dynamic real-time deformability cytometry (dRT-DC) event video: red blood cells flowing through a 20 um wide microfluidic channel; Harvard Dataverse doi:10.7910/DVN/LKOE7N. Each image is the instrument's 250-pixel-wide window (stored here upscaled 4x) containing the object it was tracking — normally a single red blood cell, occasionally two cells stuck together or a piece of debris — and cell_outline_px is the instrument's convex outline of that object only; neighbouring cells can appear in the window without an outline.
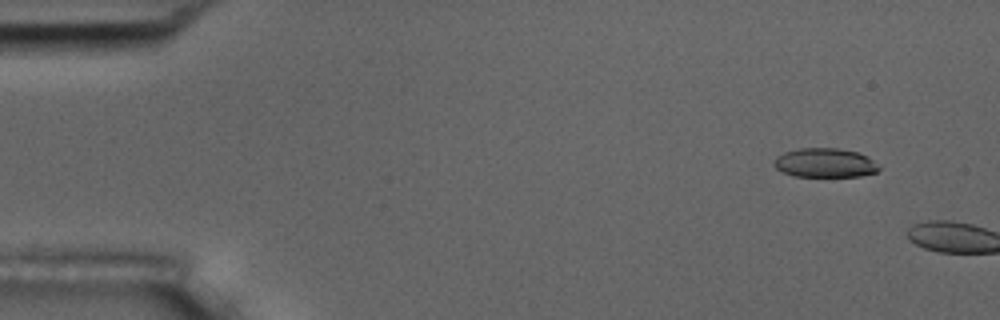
{"species": "common noctule bat (a hibernating species)", "species_latin": "Nyctalus noctula", "temperature_condition": "room temperature", "stored_images_in_passage": 2, "camera_frame_rate_fps": 3000, "um_per_image_px": 0.085, "animal": {"sex": "male", "body_mass_g": 17.5, "forearm_length_mm": 52.3}, "frame": {"image": 1, "passage_image": 1, "time_ms": 0.0, "image_size_px": [1000, 320], "cell_outline_px": [[880, 168], [876, 172], [860, 176], [792, 176], [776, 168], [772, 164], [772, 160], [776, 156], [784, 152], [800, 148], [836, 148], [856, 152], [868, 156]], "centroid_in_image_um": [70.07, 13.84], "position_along_channel_um": 14.9, "area_um2": 17.8}}